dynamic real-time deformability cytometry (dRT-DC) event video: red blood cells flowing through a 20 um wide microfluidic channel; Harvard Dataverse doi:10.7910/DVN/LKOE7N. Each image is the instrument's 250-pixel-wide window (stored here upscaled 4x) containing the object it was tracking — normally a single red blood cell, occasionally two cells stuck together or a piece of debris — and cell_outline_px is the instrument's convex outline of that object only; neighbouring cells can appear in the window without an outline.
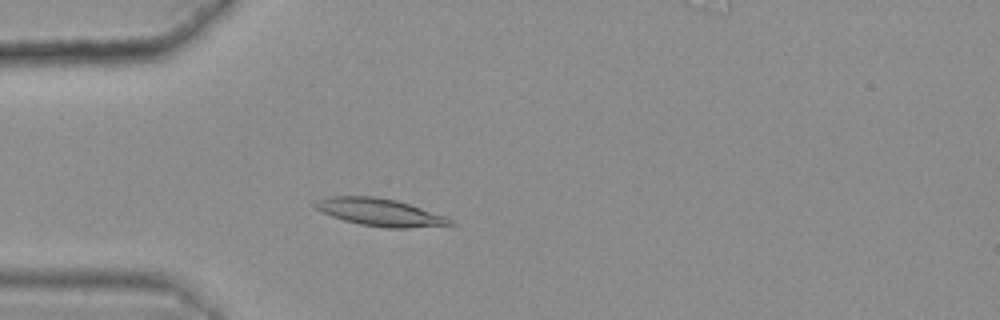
{"species": "common noctule bat (a hibernating species)", "species_latin": "Nyctalus noctula", "temperature_condition": "warm", "stored_images_in_passage": 42, "camera_frame_rate_fps": 3000, "um_per_image_px": 0.085, "animal": {"sex": "female", "body_mass_g": 25.1}, "frame": {"image": 1, "passage_image": 12, "time_ms": 3.667, "image_size_px": [1000, 320], "cell_outline_px": [[456, 224], [408, 228], [388, 228], [360, 224], [344, 220], [332, 216], [316, 208], [312, 204], [316, 200], [324, 196], [376, 196], [396, 200], [444, 216], [452, 220]], "centroid_in_image_um": [32.24, 18.03], "position_along_channel_um": 52.8, "area_um2": 21.39}}
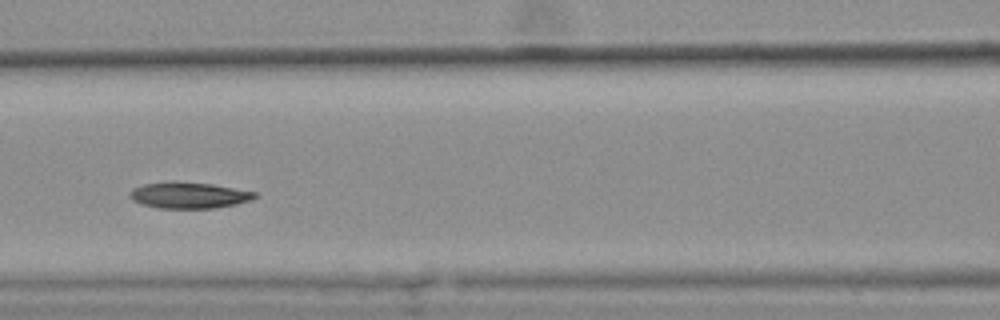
{"frame": {"image": 2, "passage_image": 21, "time_ms": 6.667, "image_size_px": [1000, 320], "cell_outline_px": [[256, 196], [248, 200], [236, 204], [212, 208], [160, 208], [140, 204], [132, 200], [128, 196], [128, 192], [132, 188], [144, 184], [168, 180], [172, 180], [212, 184], [256, 192]], "centroid_in_image_um": [15.95, 16.58], "position_along_channel_um": 150.6, "area_um2": 19.25}}
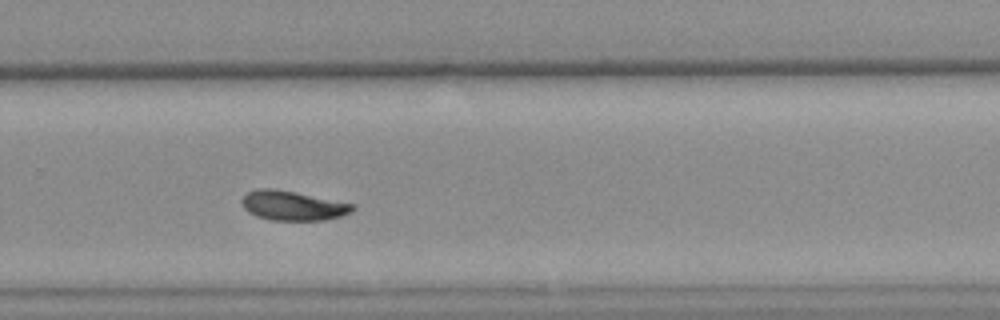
{"frame": {"image": 3, "passage_image": 34, "time_ms": 11.0, "image_size_px": [1000, 320], "cell_outline_px": [[356, 208], [352, 212], [340, 216], [324, 220], [272, 220], [256, 216], [248, 212], [244, 208], [240, 200], [248, 192], [256, 188], [272, 188], [352, 204]], "centroid_in_image_um": [24.83, 17.49], "position_along_channel_um": 305.0, "area_um2": 18.73}, "authors_computed_cell_mechanics": {"area_um2": 19.3919, "velocity_mm_per_s": 3.582, "shape_relaxation_time_tau1_ms": 6.224, "shape_relaxation_time_tau2_ms": 6.2602, "deformation_change_tau1": 0.146, "deformation_change_tau2": 0.0804}}